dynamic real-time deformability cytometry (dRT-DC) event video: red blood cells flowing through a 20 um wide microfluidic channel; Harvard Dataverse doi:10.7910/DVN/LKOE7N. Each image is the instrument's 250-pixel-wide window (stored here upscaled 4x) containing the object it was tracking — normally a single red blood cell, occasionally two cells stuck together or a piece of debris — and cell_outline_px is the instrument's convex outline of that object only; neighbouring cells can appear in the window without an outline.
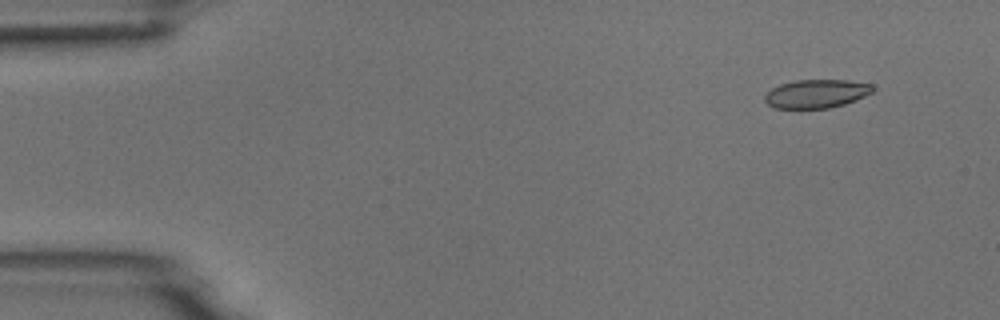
{"species": "common noctule bat (a hibernating species)", "species_latin": "Nyctalus noctula", "temperature_condition": "room temperature", "stored_images_in_passage": 5, "camera_frame_rate_fps": 3000, "um_per_image_px": 0.085, "animal": {"sex": "male", "body_mass_g": 18.8}, "frame": {"image": 1, "passage_image": 2, "time_ms": 1.0, "image_size_px": [1000, 320], "cell_outline_px": [[872, 92], [856, 100], [844, 104], [828, 108], [776, 108], [768, 104], [764, 100], [764, 96], [772, 88], [780, 84], [796, 80], [848, 80], [872, 84]], "centroid_in_image_um": [69.38, 7.96], "position_along_channel_um": 15.6, "area_um2": 17.8}}
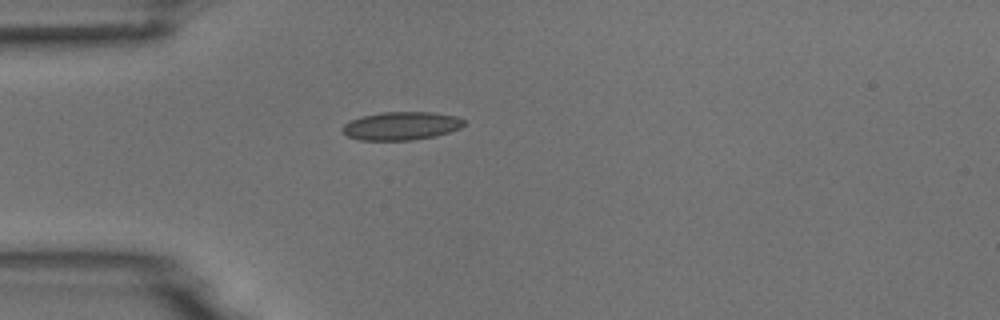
{"frame": {"image": 2, "passage_image": 5, "time_ms": 4.333, "image_size_px": [1000, 320], "cell_outline_px": [[464, 124], [460, 128], [436, 136], [412, 140], [360, 140], [348, 136], [340, 128], [344, 124], [360, 116], [380, 112], [432, 112], [456, 116], [464, 120]], "centroid_in_image_um": [34.09, 10.69], "position_along_channel_um": 50.9, "area_um2": 20.0}}